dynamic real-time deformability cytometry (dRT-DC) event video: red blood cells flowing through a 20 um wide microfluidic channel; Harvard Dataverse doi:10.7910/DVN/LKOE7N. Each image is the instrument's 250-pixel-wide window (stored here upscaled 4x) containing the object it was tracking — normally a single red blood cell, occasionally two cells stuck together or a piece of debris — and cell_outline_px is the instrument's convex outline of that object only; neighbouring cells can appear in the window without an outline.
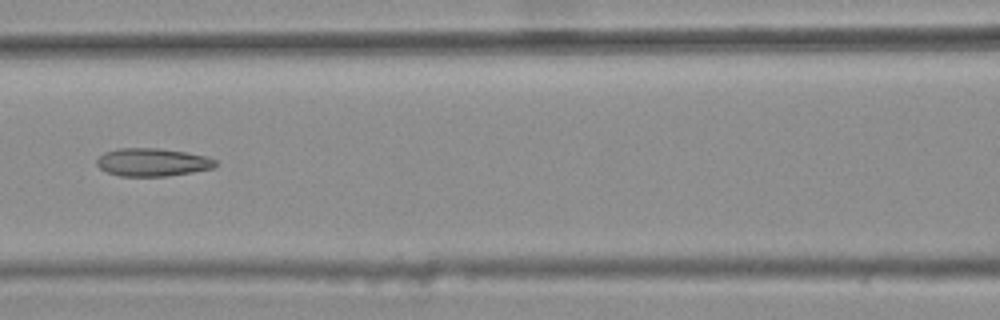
{"species": "common noctule bat (a hibernating species)", "species_latin": "Nyctalus noctula", "temperature_condition": "warm", "stored_images_in_passage": 6, "camera_frame_rate_fps": 3000, "um_per_image_px": 0.085, "animal": {"sex": "female", "body_mass_g": 25.1}, "frame": {"image": 1, "passage_image": 6, "time_ms": 1.667, "image_size_px": [1000, 320], "cell_outline_px": [[216, 164], [212, 168], [192, 172], [168, 176], [120, 176], [108, 172], [100, 168], [96, 164], [96, 160], [104, 152], [120, 148], [160, 148], [208, 156], [216, 160]], "centroid_in_image_um": [12.95, 13.78], "position_along_channel_um": 153.6, "area_um2": 19.31}}